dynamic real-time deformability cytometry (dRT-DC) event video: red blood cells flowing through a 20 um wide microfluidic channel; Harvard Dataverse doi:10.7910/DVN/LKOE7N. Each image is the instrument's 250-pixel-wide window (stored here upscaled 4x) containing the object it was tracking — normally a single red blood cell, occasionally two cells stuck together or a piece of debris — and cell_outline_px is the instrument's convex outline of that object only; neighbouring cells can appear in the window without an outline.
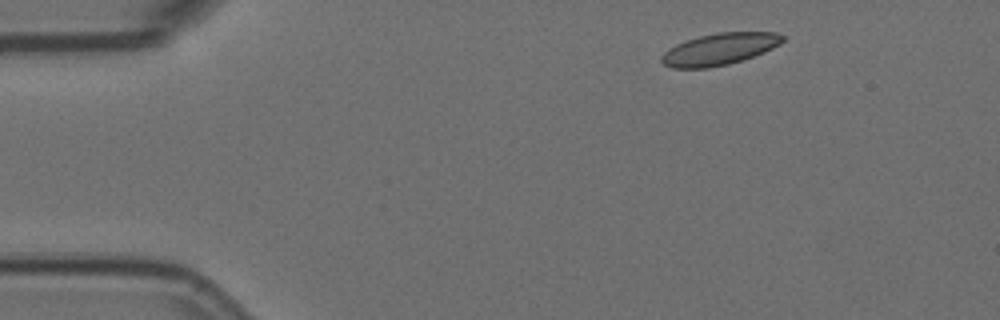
{"species": "Egyptian fruit bat (a non-hibernating species)", "species_latin": "Rousettus aegyptiacus", "temperature_condition": "room temperature", "stored_images_in_passage": 50, "camera_frame_rate_fps": 3000, "um_per_image_px": 0.085, "animal": {"sex": "female"}, "frame": {"image": 1, "passage_image": 1, "time_ms": 0.0, "image_size_px": [1000, 320], "cell_outline_px": [[784, 40], [780, 44], [764, 52], [728, 64], [708, 68], [672, 68], [664, 64], [660, 60], [660, 56], [668, 48], [676, 44], [700, 36], [716, 32], [776, 32], [784, 36]], "centroid_in_image_um": [61.13, 4.17], "position_along_channel_um": 23.9, "area_um2": 22.31}}
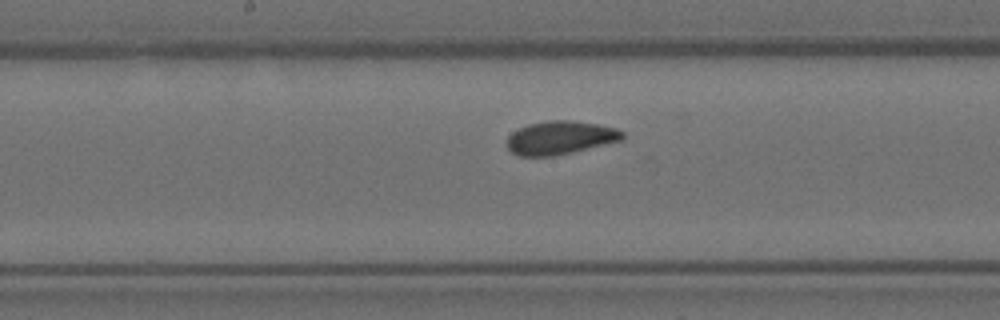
{"frame": {"image": 2, "passage_image": 22, "time_ms": 7.0, "image_size_px": [1000, 320], "cell_outline_px": [[624, 136], [620, 140], [552, 156], [520, 156], [512, 152], [508, 148], [508, 136], [512, 132], [528, 124], [548, 120], [572, 120], [600, 124], [616, 128], [624, 132]], "centroid_in_image_um": [47.6, 11.68], "position_along_channel_um": 200.6, "area_um2": 22.14}}
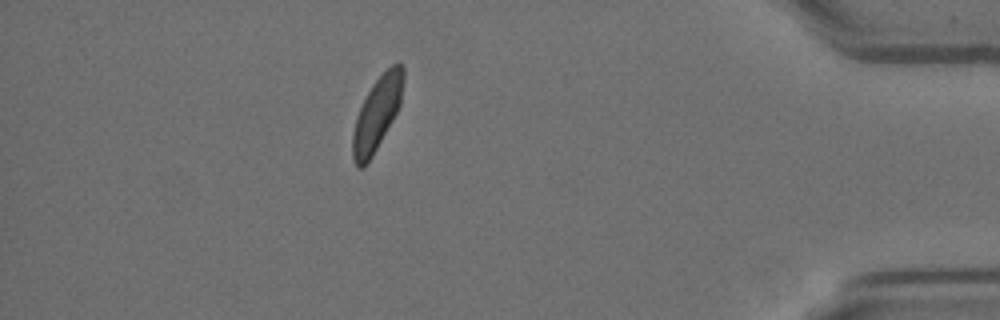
{"frame": {"image": 3, "passage_image": 43, "time_ms": 14.0, "image_size_px": [1000, 320], "cell_outline_px": [[404, 80], [400, 104], [392, 120], [372, 156], [364, 168], [356, 168], [352, 156], [352, 132], [356, 116], [372, 84], [396, 60], [400, 60], [404, 68]], "centroid_in_image_um": [32.04, 9.65], "position_along_channel_um": 403.2, "area_um2": 21.62}, "authors_computed_cell_mechanics": {"area_um2": 22.3108, "velocity_mm_per_s": 3.556, "shape_relaxation_time_tau1_ms": 2.4259, "shape_relaxation_time_tau2_ms": 1.3707, "deformation_change_tau1": 0.0909, "deformation_change_tau2": 0.0481}}